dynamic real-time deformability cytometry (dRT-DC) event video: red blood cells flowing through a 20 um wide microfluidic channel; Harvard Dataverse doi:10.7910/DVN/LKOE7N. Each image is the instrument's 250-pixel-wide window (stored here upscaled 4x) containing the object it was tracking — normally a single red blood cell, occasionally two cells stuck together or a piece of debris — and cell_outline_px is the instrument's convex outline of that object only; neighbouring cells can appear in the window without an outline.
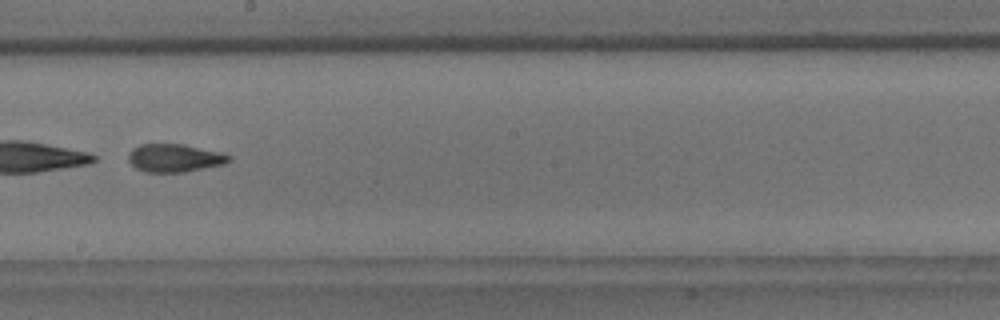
{"species": "common noctule bat (a hibernating species)", "species_latin": "Nyctalus noctula", "temperature_condition": "room temperature", "stored_images_in_passage": 45, "segment_of_instrument_passage": [2, 2], "camera_frame_rate_fps": 3000, "um_per_image_px": 0.085, "animal": {"sex": "male", "body_mass_g": 18.8}, "frame": {"image": 1, "passage_image": 22, "time_ms": 7.0, "image_size_px": [1000, 320], "cell_outline_px": [[232, 160], [224, 164], [184, 172], [144, 172], [136, 168], [128, 160], [128, 152], [132, 148], [140, 144], [184, 144], [220, 152], [232, 156]], "centroid_in_image_um": [14.83, 13.42], "position_along_channel_um": 233.4, "area_um2": 16.53}}